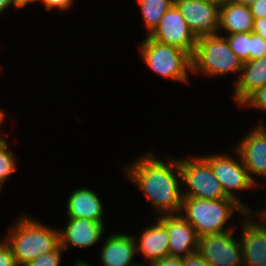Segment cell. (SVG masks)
Masks as SVG:
<instances>
[{
  "instance_id": "7c38bea8",
  "label": "cell",
  "mask_w": 266,
  "mask_h": 266,
  "mask_svg": "<svg viewBox=\"0 0 266 266\" xmlns=\"http://www.w3.org/2000/svg\"><path fill=\"white\" fill-rule=\"evenodd\" d=\"M234 149L239 153L250 179L257 185L255 176L266 177V132L256 125Z\"/></svg>"
},
{
  "instance_id": "7a4b0ae2",
  "label": "cell",
  "mask_w": 266,
  "mask_h": 266,
  "mask_svg": "<svg viewBox=\"0 0 266 266\" xmlns=\"http://www.w3.org/2000/svg\"><path fill=\"white\" fill-rule=\"evenodd\" d=\"M12 227L4 239L11 246L18 266H24L60 246L59 229L45 226L27 215L18 217Z\"/></svg>"
},
{
  "instance_id": "ba28073f",
  "label": "cell",
  "mask_w": 266,
  "mask_h": 266,
  "mask_svg": "<svg viewBox=\"0 0 266 266\" xmlns=\"http://www.w3.org/2000/svg\"><path fill=\"white\" fill-rule=\"evenodd\" d=\"M232 231L199 237L197 253L210 266H241L243 264L241 242Z\"/></svg>"
},
{
  "instance_id": "9a60e30c",
  "label": "cell",
  "mask_w": 266,
  "mask_h": 266,
  "mask_svg": "<svg viewBox=\"0 0 266 266\" xmlns=\"http://www.w3.org/2000/svg\"><path fill=\"white\" fill-rule=\"evenodd\" d=\"M103 243L100 251L102 266H137L140 264L134 262L135 255L138 254L135 236L117 232V234H110Z\"/></svg>"
},
{
  "instance_id": "8992f818",
  "label": "cell",
  "mask_w": 266,
  "mask_h": 266,
  "mask_svg": "<svg viewBox=\"0 0 266 266\" xmlns=\"http://www.w3.org/2000/svg\"><path fill=\"white\" fill-rule=\"evenodd\" d=\"M179 169L184 186L183 197H193L205 200H220L229 198L220 182L216 179L211 166L202 157L179 158Z\"/></svg>"
},
{
  "instance_id": "4dcf8cb0",
  "label": "cell",
  "mask_w": 266,
  "mask_h": 266,
  "mask_svg": "<svg viewBox=\"0 0 266 266\" xmlns=\"http://www.w3.org/2000/svg\"><path fill=\"white\" fill-rule=\"evenodd\" d=\"M266 40V18L254 19L253 30Z\"/></svg>"
},
{
  "instance_id": "e0dca14e",
  "label": "cell",
  "mask_w": 266,
  "mask_h": 266,
  "mask_svg": "<svg viewBox=\"0 0 266 266\" xmlns=\"http://www.w3.org/2000/svg\"><path fill=\"white\" fill-rule=\"evenodd\" d=\"M156 221L153 225L142 230L139 239L135 236L137 253L141 252L144 259L147 258L145 263L149 262L148 264L169 256L168 233L163 223L159 219Z\"/></svg>"
},
{
  "instance_id": "5b68a950",
  "label": "cell",
  "mask_w": 266,
  "mask_h": 266,
  "mask_svg": "<svg viewBox=\"0 0 266 266\" xmlns=\"http://www.w3.org/2000/svg\"><path fill=\"white\" fill-rule=\"evenodd\" d=\"M139 53L145 65L164 78L188 83L192 72L191 56L178 47L160 43L148 35L143 39Z\"/></svg>"
},
{
  "instance_id": "d6986e66",
  "label": "cell",
  "mask_w": 266,
  "mask_h": 266,
  "mask_svg": "<svg viewBox=\"0 0 266 266\" xmlns=\"http://www.w3.org/2000/svg\"><path fill=\"white\" fill-rule=\"evenodd\" d=\"M254 17L250 6L241 5L231 0L220 6L219 30L225 29L226 34L251 32L253 30Z\"/></svg>"
},
{
  "instance_id": "e575fe53",
  "label": "cell",
  "mask_w": 266,
  "mask_h": 266,
  "mask_svg": "<svg viewBox=\"0 0 266 266\" xmlns=\"http://www.w3.org/2000/svg\"><path fill=\"white\" fill-rule=\"evenodd\" d=\"M231 1L246 6H250L255 2V0H231Z\"/></svg>"
},
{
  "instance_id": "4316f807",
  "label": "cell",
  "mask_w": 266,
  "mask_h": 266,
  "mask_svg": "<svg viewBox=\"0 0 266 266\" xmlns=\"http://www.w3.org/2000/svg\"><path fill=\"white\" fill-rule=\"evenodd\" d=\"M75 0H41V2L45 5L46 11H50L52 9H59L60 11L68 10L74 4Z\"/></svg>"
},
{
  "instance_id": "8d00e7d4",
  "label": "cell",
  "mask_w": 266,
  "mask_h": 266,
  "mask_svg": "<svg viewBox=\"0 0 266 266\" xmlns=\"http://www.w3.org/2000/svg\"><path fill=\"white\" fill-rule=\"evenodd\" d=\"M77 262H75L74 266H91L89 265V263L85 262L84 260H76Z\"/></svg>"
},
{
  "instance_id": "52a82bcc",
  "label": "cell",
  "mask_w": 266,
  "mask_h": 266,
  "mask_svg": "<svg viewBox=\"0 0 266 266\" xmlns=\"http://www.w3.org/2000/svg\"><path fill=\"white\" fill-rule=\"evenodd\" d=\"M235 151L236 157L234 159L230 155L224 154H211V156H202L211 166V169L216 179L222 185L225 194L237 201L247 212H250V208L241 202V199L237 198L235 191H244L248 189L256 188V184L250 179L247 169L245 168L239 153ZM240 158V159H239ZM238 160V161H237Z\"/></svg>"
},
{
  "instance_id": "cb8c5ba5",
  "label": "cell",
  "mask_w": 266,
  "mask_h": 266,
  "mask_svg": "<svg viewBox=\"0 0 266 266\" xmlns=\"http://www.w3.org/2000/svg\"><path fill=\"white\" fill-rule=\"evenodd\" d=\"M249 106L266 112V85L250 93L239 106Z\"/></svg>"
},
{
  "instance_id": "277c9868",
  "label": "cell",
  "mask_w": 266,
  "mask_h": 266,
  "mask_svg": "<svg viewBox=\"0 0 266 266\" xmlns=\"http://www.w3.org/2000/svg\"><path fill=\"white\" fill-rule=\"evenodd\" d=\"M192 60V73L205 76H225L240 73L243 62L220 34L198 37Z\"/></svg>"
},
{
  "instance_id": "5bb4252c",
  "label": "cell",
  "mask_w": 266,
  "mask_h": 266,
  "mask_svg": "<svg viewBox=\"0 0 266 266\" xmlns=\"http://www.w3.org/2000/svg\"><path fill=\"white\" fill-rule=\"evenodd\" d=\"M68 218L63 229L59 230L60 246L65 251L69 246L87 248L95 245L102 237L105 224L86 218Z\"/></svg>"
},
{
  "instance_id": "d6a6232c",
  "label": "cell",
  "mask_w": 266,
  "mask_h": 266,
  "mask_svg": "<svg viewBox=\"0 0 266 266\" xmlns=\"http://www.w3.org/2000/svg\"><path fill=\"white\" fill-rule=\"evenodd\" d=\"M17 1V7L18 8H25L26 6H28L29 4H33L36 2H40L41 0H16Z\"/></svg>"
},
{
  "instance_id": "44dd1931",
  "label": "cell",
  "mask_w": 266,
  "mask_h": 266,
  "mask_svg": "<svg viewBox=\"0 0 266 266\" xmlns=\"http://www.w3.org/2000/svg\"><path fill=\"white\" fill-rule=\"evenodd\" d=\"M16 157L13 151L9 149L7 141L0 142V187L16 172Z\"/></svg>"
},
{
  "instance_id": "ab89813d",
  "label": "cell",
  "mask_w": 266,
  "mask_h": 266,
  "mask_svg": "<svg viewBox=\"0 0 266 266\" xmlns=\"http://www.w3.org/2000/svg\"><path fill=\"white\" fill-rule=\"evenodd\" d=\"M137 266H146V265H144L143 263H142V264L140 263V264H138ZM147 266H152V264H148V263H147Z\"/></svg>"
},
{
  "instance_id": "603a6c76",
  "label": "cell",
  "mask_w": 266,
  "mask_h": 266,
  "mask_svg": "<svg viewBox=\"0 0 266 266\" xmlns=\"http://www.w3.org/2000/svg\"><path fill=\"white\" fill-rule=\"evenodd\" d=\"M63 252L65 251L59 246L55 251L45 253L24 266H60Z\"/></svg>"
},
{
  "instance_id": "d4e9b609",
  "label": "cell",
  "mask_w": 266,
  "mask_h": 266,
  "mask_svg": "<svg viewBox=\"0 0 266 266\" xmlns=\"http://www.w3.org/2000/svg\"><path fill=\"white\" fill-rule=\"evenodd\" d=\"M266 55V40L254 31L250 32L249 61Z\"/></svg>"
},
{
  "instance_id": "ac0fdd59",
  "label": "cell",
  "mask_w": 266,
  "mask_h": 266,
  "mask_svg": "<svg viewBox=\"0 0 266 266\" xmlns=\"http://www.w3.org/2000/svg\"><path fill=\"white\" fill-rule=\"evenodd\" d=\"M240 73L234 89V99L238 105L254 90L266 85V55L243 62Z\"/></svg>"
},
{
  "instance_id": "7402d4cb",
  "label": "cell",
  "mask_w": 266,
  "mask_h": 266,
  "mask_svg": "<svg viewBox=\"0 0 266 266\" xmlns=\"http://www.w3.org/2000/svg\"><path fill=\"white\" fill-rule=\"evenodd\" d=\"M228 45L242 62L249 61L250 32L225 36Z\"/></svg>"
},
{
  "instance_id": "4fadbf2b",
  "label": "cell",
  "mask_w": 266,
  "mask_h": 266,
  "mask_svg": "<svg viewBox=\"0 0 266 266\" xmlns=\"http://www.w3.org/2000/svg\"><path fill=\"white\" fill-rule=\"evenodd\" d=\"M254 212V213H253ZM256 211L246 212L239 240L242 246L243 266H266V229L253 220ZM250 214V215H249ZM258 222V223H257Z\"/></svg>"
},
{
  "instance_id": "1f68e13d",
  "label": "cell",
  "mask_w": 266,
  "mask_h": 266,
  "mask_svg": "<svg viewBox=\"0 0 266 266\" xmlns=\"http://www.w3.org/2000/svg\"><path fill=\"white\" fill-rule=\"evenodd\" d=\"M12 5L18 9L16 0H0V14L4 13Z\"/></svg>"
},
{
  "instance_id": "f1b7e54d",
  "label": "cell",
  "mask_w": 266,
  "mask_h": 266,
  "mask_svg": "<svg viewBox=\"0 0 266 266\" xmlns=\"http://www.w3.org/2000/svg\"><path fill=\"white\" fill-rule=\"evenodd\" d=\"M183 266H210L197 252L183 258Z\"/></svg>"
},
{
  "instance_id": "74e56055",
  "label": "cell",
  "mask_w": 266,
  "mask_h": 266,
  "mask_svg": "<svg viewBox=\"0 0 266 266\" xmlns=\"http://www.w3.org/2000/svg\"><path fill=\"white\" fill-rule=\"evenodd\" d=\"M205 1H209V2H213V3H216L218 4L219 6H221L222 4L230 1V0H205Z\"/></svg>"
},
{
  "instance_id": "30bf717a",
  "label": "cell",
  "mask_w": 266,
  "mask_h": 266,
  "mask_svg": "<svg viewBox=\"0 0 266 266\" xmlns=\"http://www.w3.org/2000/svg\"><path fill=\"white\" fill-rule=\"evenodd\" d=\"M174 4L197 38L220 32L218 4L205 0H174Z\"/></svg>"
},
{
  "instance_id": "3957f363",
  "label": "cell",
  "mask_w": 266,
  "mask_h": 266,
  "mask_svg": "<svg viewBox=\"0 0 266 266\" xmlns=\"http://www.w3.org/2000/svg\"><path fill=\"white\" fill-rule=\"evenodd\" d=\"M234 211H239L242 216L247 212L234 199L205 200L183 197L180 215L194 227L198 236L201 237L234 230V226L228 228L225 226L228 219L232 218Z\"/></svg>"
},
{
  "instance_id": "6da1fadb",
  "label": "cell",
  "mask_w": 266,
  "mask_h": 266,
  "mask_svg": "<svg viewBox=\"0 0 266 266\" xmlns=\"http://www.w3.org/2000/svg\"><path fill=\"white\" fill-rule=\"evenodd\" d=\"M167 161L169 164L149 152L124 168L125 176L145 194L159 216L180 214L183 202L178 158Z\"/></svg>"
},
{
  "instance_id": "f546056e",
  "label": "cell",
  "mask_w": 266,
  "mask_h": 266,
  "mask_svg": "<svg viewBox=\"0 0 266 266\" xmlns=\"http://www.w3.org/2000/svg\"><path fill=\"white\" fill-rule=\"evenodd\" d=\"M152 266H183V258L175 256H166L152 263Z\"/></svg>"
},
{
  "instance_id": "9c48e42d",
  "label": "cell",
  "mask_w": 266,
  "mask_h": 266,
  "mask_svg": "<svg viewBox=\"0 0 266 266\" xmlns=\"http://www.w3.org/2000/svg\"><path fill=\"white\" fill-rule=\"evenodd\" d=\"M149 37L160 43L178 47L191 57L195 52L198 39L187 26L174 3L162 16L160 23Z\"/></svg>"
},
{
  "instance_id": "83f0119b",
  "label": "cell",
  "mask_w": 266,
  "mask_h": 266,
  "mask_svg": "<svg viewBox=\"0 0 266 266\" xmlns=\"http://www.w3.org/2000/svg\"><path fill=\"white\" fill-rule=\"evenodd\" d=\"M250 9L254 19L266 18V0H255Z\"/></svg>"
},
{
  "instance_id": "2e32d148",
  "label": "cell",
  "mask_w": 266,
  "mask_h": 266,
  "mask_svg": "<svg viewBox=\"0 0 266 266\" xmlns=\"http://www.w3.org/2000/svg\"><path fill=\"white\" fill-rule=\"evenodd\" d=\"M67 217L86 218L104 224V207L99 196L88 188L73 190L66 202Z\"/></svg>"
},
{
  "instance_id": "d590c367",
  "label": "cell",
  "mask_w": 266,
  "mask_h": 266,
  "mask_svg": "<svg viewBox=\"0 0 266 266\" xmlns=\"http://www.w3.org/2000/svg\"><path fill=\"white\" fill-rule=\"evenodd\" d=\"M4 118H5V112L4 110L0 109V127H1V124L5 121ZM1 133L2 132H0V142H3L5 141V139L3 138V135Z\"/></svg>"
},
{
  "instance_id": "836d02e7",
  "label": "cell",
  "mask_w": 266,
  "mask_h": 266,
  "mask_svg": "<svg viewBox=\"0 0 266 266\" xmlns=\"http://www.w3.org/2000/svg\"><path fill=\"white\" fill-rule=\"evenodd\" d=\"M258 216L262 218L260 224L266 229V208L262 209Z\"/></svg>"
},
{
  "instance_id": "ffe728a7",
  "label": "cell",
  "mask_w": 266,
  "mask_h": 266,
  "mask_svg": "<svg viewBox=\"0 0 266 266\" xmlns=\"http://www.w3.org/2000/svg\"><path fill=\"white\" fill-rule=\"evenodd\" d=\"M137 2L149 36L160 23L162 16L172 6L174 0H137Z\"/></svg>"
},
{
  "instance_id": "f35d334b",
  "label": "cell",
  "mask_w": 266,
  "mask_h": 266,
  "mask_svg": "<svg viewBox=\"0 0 266 266\" xmlns=\"http://www.w3.org/2000/svg\"><path fill=\"white\" fill-rule=\"evenodd\" d=\"M258 125L266 132V127H264L263 122H259Z\"/></svg>"
},
{
  "instance_id": "484cf974",
  "label": "cell",
  "mask_w": 266,
  "mask_h": 266,
  "mask_svg": "<svg viewBox=\"0 0 266 266\" xmlns=\"http://www.w3.org/2000/svg\"><path fill=\"white\" fill-rule=\"evenodd\" d=\"M0 266H18L11 246L6 240H0Z\"/></svg>"
},
{
  "instance_id": "8fae6325",
  "label": "cell",
  "mask_w": 266,
  "mask_h": 266,
  "mask_svg": "<svg viewBox=\"0 0 266 266\" xmlns=\"http://www.w3.org/2000/svg\"><path fill=\"white\" fill-rule=\"evenodd\" d=\"M169 236V256L185 258L198 250L199 236L180 214L160 215Z\"/></svg>"
}]
</instances>
